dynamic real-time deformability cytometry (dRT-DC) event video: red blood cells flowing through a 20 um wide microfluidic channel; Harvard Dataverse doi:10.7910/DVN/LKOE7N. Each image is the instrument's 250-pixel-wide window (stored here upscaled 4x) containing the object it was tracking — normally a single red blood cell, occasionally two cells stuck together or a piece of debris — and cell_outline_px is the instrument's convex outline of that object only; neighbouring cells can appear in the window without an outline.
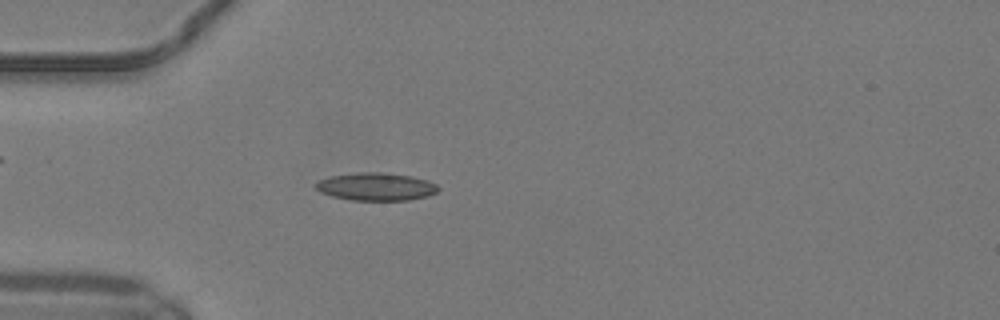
{"species": "common noctule bat (a hibernating species)", "species_latin": "Nyctalus noctula", "temperature_condition": "warm", "stored_images_in_passage": 47, "camera_frame_rate_fps": 3000, "um_per_image_px": 0.085, "animal": {"sex": "male", "body_mass_g": 19.2, "forearm_length_mm": 51.8}, "frame": {"image": 1, "passage_image": 12, "time_ms": 3.667, "image_size_px": [1000, 320], "cell_outline_px": [[440, 188], [436, 192], [428, 196], [408, 200], [352, 200], [332, 196], [320, 192], [312, 184], [316, 180], [332, 176], [360, 172], [380, 172], [412, 176], [428, 180], [436, 184]], "centroid_in_image_um": [31.95, 15.86], "position_along_channel_um": 53.1, "area_um2": 19.94}}
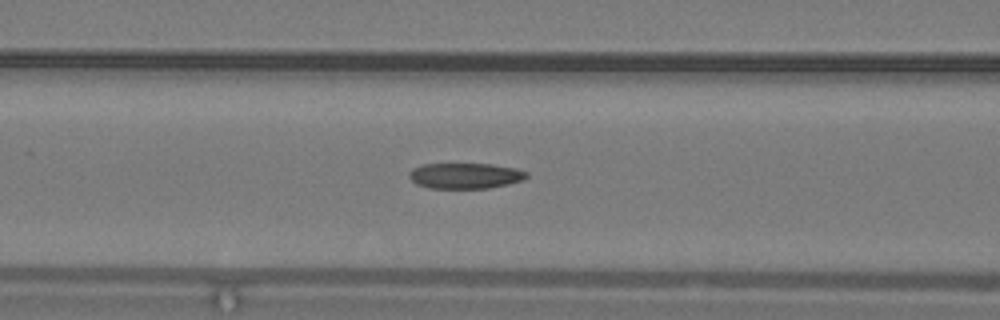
{"frame": {"image": 2, "passage_image": 18, "time_ms": 5.667, "image_size_px": [1000, 320], "cell_outline_px": [[528, 176], [524, 180], [508, 184], [488, 188], [428, 188], [416, 184], [408, 176], [408, 172], [412, 168], [420, 164], [492, 164], [516, 168], [528, 172]], "centroid_in_image_um": [39.53, 14.93], "position_along_channel_um": 127.1, "area_um2": 17.74}}
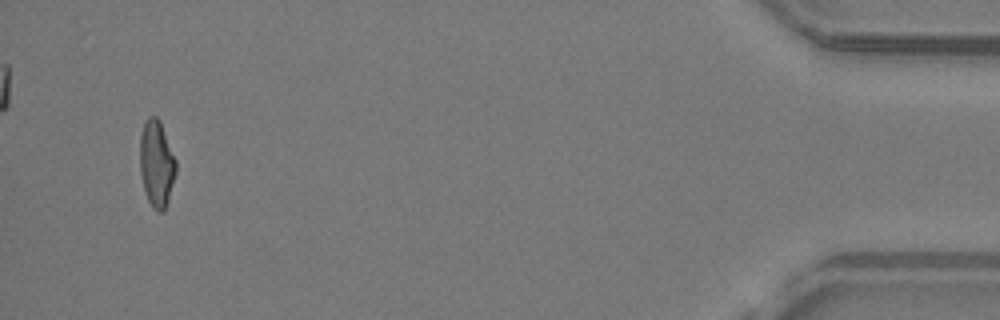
{"frame": {"image": 3, "passage_image": 45, "time_ms": 14.667, "image_size_px": [1000, 320], "cell_outline_px": [[176, 172], [168, 200], [164, 212], [160, 212], [152, 208], [144, 192], [140, 172], [140, 136], [144, 120], [148, 116], [156, 116], [160, 120], [176, 160]], "centroid_in_image_um": [13.3, 13.9], "position_along_channel_um": 421.9, "area_um2": 18.38}, "authors_computed_cell_mechanics": {"area_um2": 18.207, "velocity_mm_per_s": 4.1778, "shape_relaxation_time_tau1_ms": null, "shape_relaxation_time_tau2_ms": 1.6536, "deformation_change_tau1": null, "deformation_change_tau2": 0.0899}}